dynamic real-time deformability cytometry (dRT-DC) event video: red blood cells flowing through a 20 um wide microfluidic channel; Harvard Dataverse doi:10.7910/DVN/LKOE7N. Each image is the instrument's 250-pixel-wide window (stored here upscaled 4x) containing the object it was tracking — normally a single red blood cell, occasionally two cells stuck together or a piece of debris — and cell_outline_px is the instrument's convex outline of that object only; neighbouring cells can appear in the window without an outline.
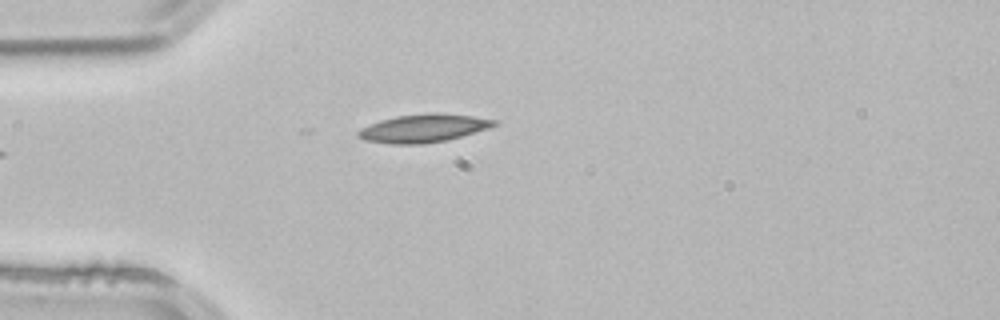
{"species": "common noctule bat (a hibernating species)", "species_latin": "Nyctalus noctula", "temperature_condition": "room temperature", "stored_images_in_passage": 2, "camera_frame_rate_fps": 3000, "um_per_image_px": 0.085, "animal": {"sex": "male", "body_mass_g": 21.5, "forearm_length_mm": 52.0}, "frame": {"image": 1, "passage_image": 2, "time_ms": 0.333, "image_size_px": [1000, 320], "cell_outline_px": [[496, 124], [488, 128], [448, 140], [424, 144], [392, 144], [364, 140], [356, 136], [356, 132], [360, 128], [380, 120], [396, 116], [432, 112], [436, 112], [472, 116], [496, 120]], "centroid_in_image_um": [35.94, 10.9], "position_along_channel_um": 49.1, "area_um2": 22.31}}